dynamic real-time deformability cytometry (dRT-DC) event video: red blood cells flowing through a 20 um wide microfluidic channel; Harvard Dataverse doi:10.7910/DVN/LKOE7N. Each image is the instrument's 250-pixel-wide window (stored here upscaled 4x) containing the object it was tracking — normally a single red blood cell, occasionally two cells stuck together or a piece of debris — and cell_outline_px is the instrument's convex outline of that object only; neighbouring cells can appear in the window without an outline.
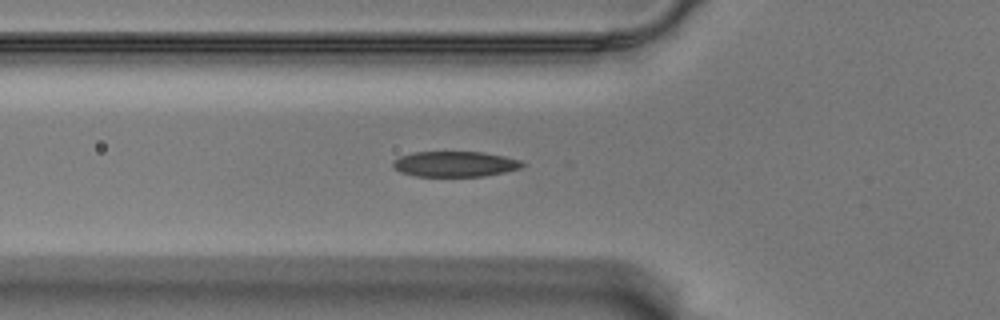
{"species": "Egyptian fruit bat (a non-hibernating species)", "species_latin": "Rousettus aegyptiacus", "temperature_condition": "warm", "stored_images_in_passage": 39, "camera_frame_rate_fps": 3000, "um_per_image_px": 0.085, "animal": {"sex": "male"}, "frame": {"image": 1, "passage_image": 2, "time_ms": 0.333, "image_size_px": [1000, 320], "cell_outline_px": [[524, 164], [520, 168], [504, 172], [484, 176], [416, 176], [400, 172], [392, 164], [392, 160], [400, 156], [412, 152], [484, 152], [504, 156], [520, 160]], "centroid_in_image_um": [38.65, 13.94], "position_along_channel_um": 87.2, "area_um2": 19.13}}
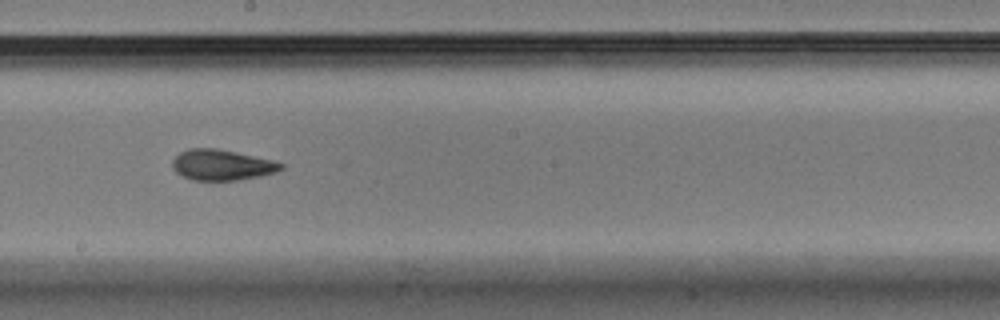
{"frame": {"image": 2, "passage_image": 14, "time_ms": 4.333, "image_size_px": [1000, 320], "cell_outline_px": [[284, 168], [276, 172], [260, 176], [240, 180], [192, 180], [176, 172], [172, 168], [172, 160], [180, 152], [188, 148], [216, 148], [236, 152], [272, 160], [284, 164]], "centroid_in_image_um": [18.85, 14.02], "position_along_channel_um": 229.3, "area_um2": 19.42}}
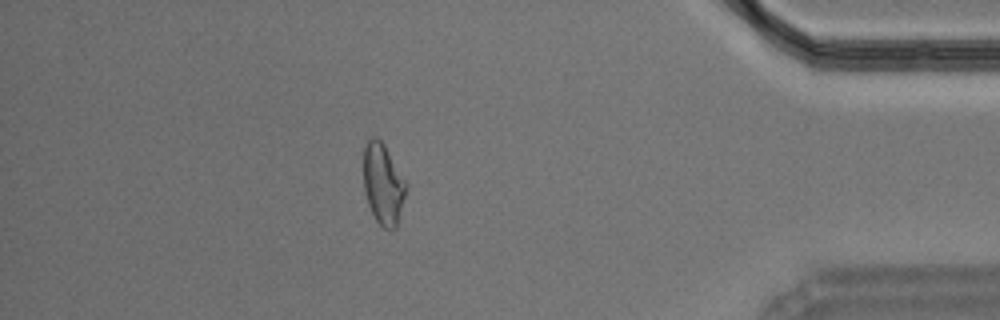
{"frame": {"image": 3, "passage_image": 32, "time_ms": 10.333, "image_size_px": [1000, 320], "cell_outline_px": [[408, 184], [396, 228], [384, 228], [376, 220], [368, 204], [364, 192], [364, 148], [368, 140], [372, 136], [376, 136], [384, 144]], "centroid_in_image_um": [32.57, 15.62], "position_along_channel_um": 402.6, "area_um2": 19.94}}